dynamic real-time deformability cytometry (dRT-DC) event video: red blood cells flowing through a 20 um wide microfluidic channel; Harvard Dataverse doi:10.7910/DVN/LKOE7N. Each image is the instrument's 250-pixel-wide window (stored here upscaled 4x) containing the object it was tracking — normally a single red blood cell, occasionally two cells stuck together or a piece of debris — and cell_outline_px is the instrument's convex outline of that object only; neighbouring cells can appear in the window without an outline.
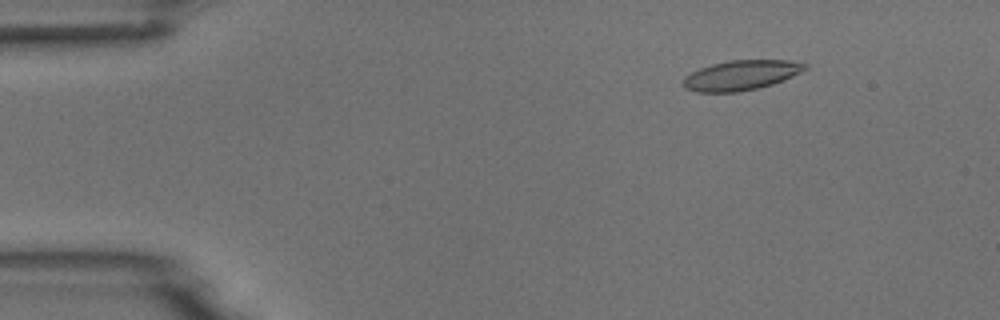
{"species": "common noctule bat (a hibernating species)", "species_latin": "Nyctalus noctula", "temperature_condition": "room temperature", "stored_images_in_passage": 53, "camera_frame_rate_fps": 3000, "um_per_image_px": 0.085, "animal": {"sex": "male", "body_mass_g": 18.8}, "frame": {"image": 1, "passage_image": 7, "time_ms": 2.0, "image_size_px": [1000, 320], "cell_outline_px": [[808, 68], [792, 76], [772, 84], [756, 88], [736, 92], [696, 92], [684, 88], [680, 84], [684, 76], [700, 68], [712, 64], [728, 60], [788, 60], [808, 64]], "centroid_in_image_um": [62.94, 6.39], "position_along_channel_um": 22.1, "area_um2": 21.21}}
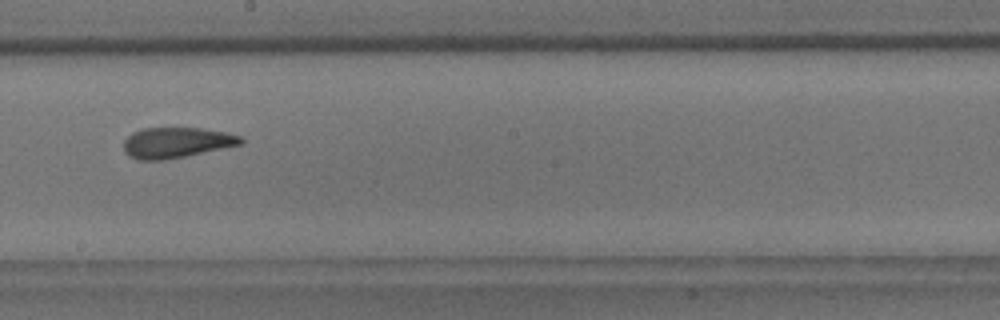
{"frame": {"image": 2, "passage_image": 30, "time_ms": 9.667, "image_size_px": [1000, 320], "cell_outline_px": [[244, 144], [164, 160], [136, 160], [128, 156], [124, 152], [124, 140], [132, 132], [140, 128], [200, 128], [228, 132], [240, 136], [244, 140]], "centroid_in_image_um": [14.98, 12.12], "position_along_channel_um": 233.2, "area_um2": 21.04}}
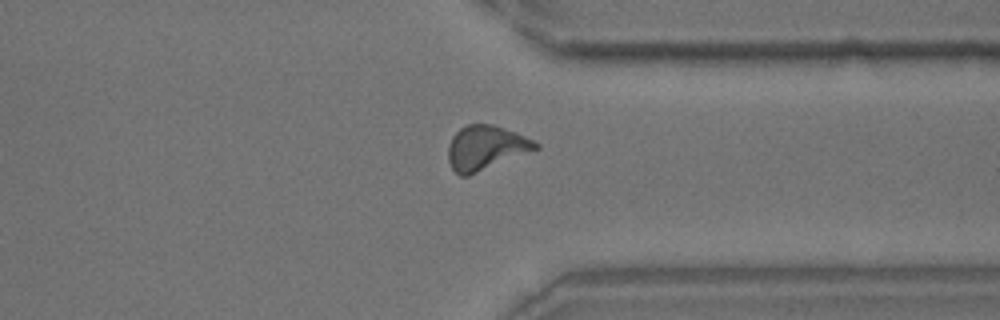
{"frame": {"image": 3, "passage_image": 41, "time_ms": 13.333, "image_size_px": [1000, 320], "cell_outline_px": [[540, 148], [468, 176], [460, 176], [452, 168], [448, 160], [448, 144], [452, 136], [460, 128], [468, 124], [492, 124], [516, 132], [540, 144]], "centroid_in_image_um": [41.27, 12.56], "position_along_channel_um": 370.1, "area_um2": 22.54}, "authors_computed_cell_mechanics": {"area_um2": 21.2704, "velocity_mm_per_s": 3.7762, "shape_relaxation_time_tau1_ms": 8.6679, "shape_relaxation_time_tau2_ms": 2.1597, "deformation_change_tau1": 0.205, "deformation_change_tau2": 0.097}}